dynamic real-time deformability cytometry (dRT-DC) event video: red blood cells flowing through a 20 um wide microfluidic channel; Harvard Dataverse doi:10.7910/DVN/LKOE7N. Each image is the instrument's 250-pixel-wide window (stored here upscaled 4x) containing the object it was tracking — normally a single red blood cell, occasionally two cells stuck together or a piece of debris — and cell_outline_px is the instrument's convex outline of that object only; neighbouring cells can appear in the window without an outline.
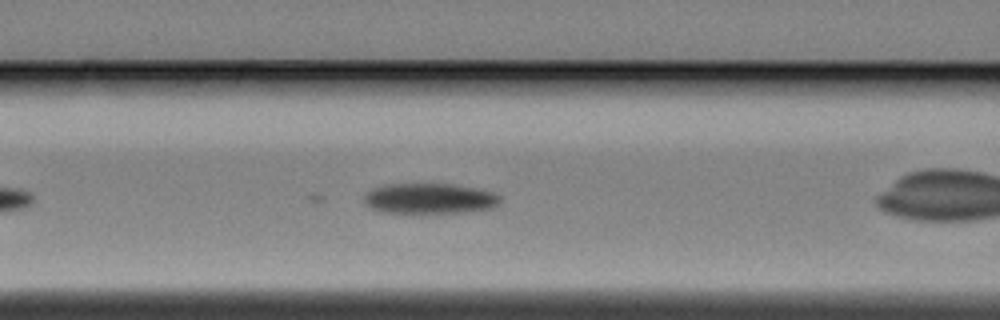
{"species": "Egyptian fruit bat (a non-hibernating species)", "species_latin": "Rousettus aegyptiacus", "temperature_condition": "cold", "stored_images_in_passage": 22, "camera_frame_rate_fps": 3000, "um_per_image_px": 0.085, "animal": {"sex": "female"}, "frame": {"image": 1, "passage_image": 9, "time_ms": 2.667, "image_size_px": [1000, 320], "cell_outline_px": [[500, 204], [492, 208], [464, 212], [384, 212], [368, 208], [364, 204], [364, 196], [372, 188], [384, 184], [452, 184], [476, 188], [492, 192], [500, 196]], "centroid_in_image_um": [36.49, 16.87], "position_along_channel_um": 130.1, "area_um2": 24.1}}